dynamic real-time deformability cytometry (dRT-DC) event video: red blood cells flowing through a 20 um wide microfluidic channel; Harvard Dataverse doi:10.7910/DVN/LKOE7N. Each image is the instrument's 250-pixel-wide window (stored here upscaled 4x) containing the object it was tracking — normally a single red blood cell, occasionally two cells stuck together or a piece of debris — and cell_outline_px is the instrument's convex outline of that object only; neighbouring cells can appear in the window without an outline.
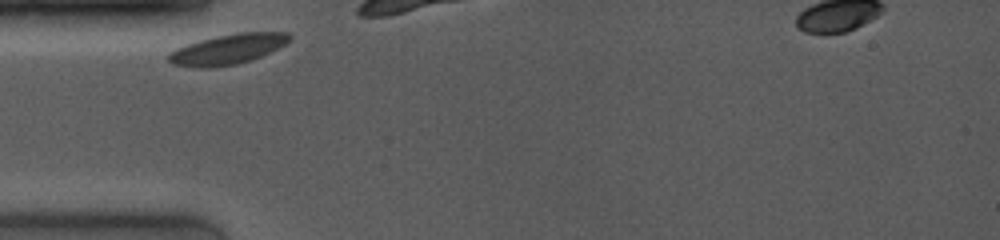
{"species": "common noctule bat (a hibernating species)", "species_latin": "Nyctalus noctula", "temperature_condition": "room temperature", "stored_images_in_passage": 4, "camera_frame_rate_fps": 4000, "um_per_image_px": 0.085, "animal": {"sex": "female", "body_mass_g": 19.0, "forearm_length_mm": 53.3}, "frame": {"image": 1, "passage_image": 1, "time_ms": 0.0, "image_size_px": [1000, 240], "cell_outline_px": [[292, 36], [284, 44], [260, 56], [236, 64], [212, 68], [196, 68], [176, 64], [168, 60], [168, 52], [176, 48], [200, 40], [216, 36], [236, 32], [288, 32]], "centroid_in_image_um": [19.32, 4.18], "position_along_channel_um": 65.7, "area_um2": 20.98}}